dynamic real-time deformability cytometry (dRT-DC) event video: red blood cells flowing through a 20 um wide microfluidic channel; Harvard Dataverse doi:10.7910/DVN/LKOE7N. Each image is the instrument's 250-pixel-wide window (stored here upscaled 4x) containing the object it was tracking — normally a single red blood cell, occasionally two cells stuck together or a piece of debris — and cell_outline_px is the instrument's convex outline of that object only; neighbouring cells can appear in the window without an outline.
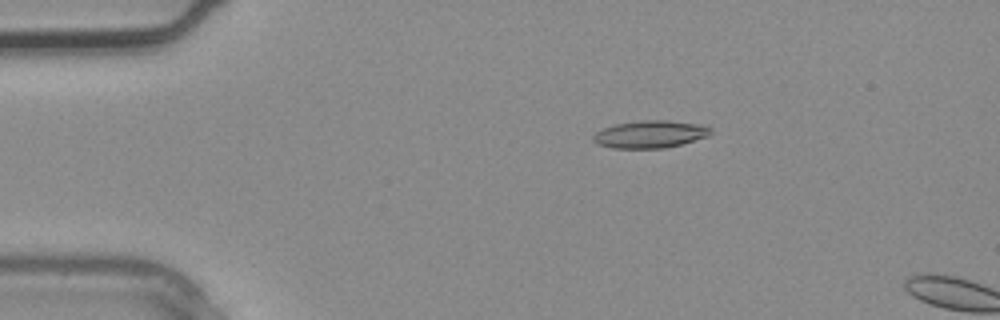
{"species": "common noctule bat (a hibernating species)", "species_latin": "Nyctalus noctula", "temperature_condition": "warm", "stored_images_in_passage": 2, "camera_frame_rate_fps": 3000, "um_per_image_px": 0.085, "animal": {"sex": "male", "body_mass_g": 20.4}, "frame": {"image": 1, "passage_image": 1, "time_ms": 0.0, "image_size_px": [1000, 320], "cell_outline_px": [[712, 132], [708, 136], [680, 144], [664, 148], [612, 148], [596, 144], [592, 140], [592, 136], [596, 132], [604, 128], [616, 124], [644, 120], [668, 120], [704, 124], [712, 128]], "centroid_in_image_um": [55.27, 11.4], "position_along_channel_um": 29.7, "area_um2": 18.84}}